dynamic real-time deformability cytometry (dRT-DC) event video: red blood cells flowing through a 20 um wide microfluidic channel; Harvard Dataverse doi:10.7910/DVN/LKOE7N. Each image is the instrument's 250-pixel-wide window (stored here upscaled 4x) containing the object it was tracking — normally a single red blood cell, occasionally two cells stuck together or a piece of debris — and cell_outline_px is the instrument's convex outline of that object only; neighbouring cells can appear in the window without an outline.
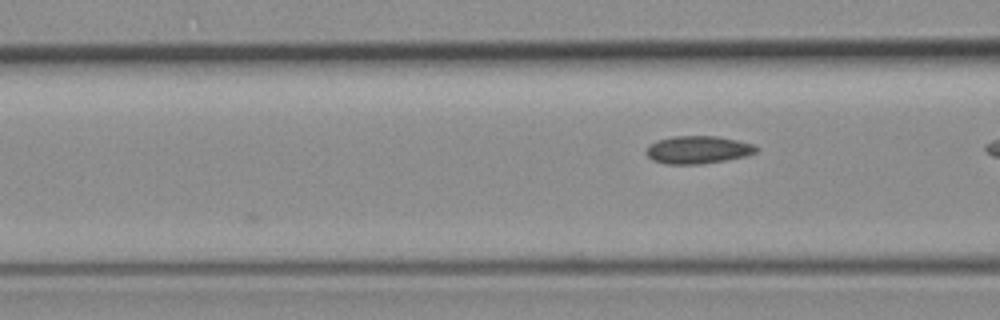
{"species": "common noctule bat (a hibernating species)", "species_latin": "Nyctalus noctula", "temperature_condition": "room temperature", "stored_images_in_passage": 5, "camera_frame_rate_fps": 3000, "um_per_image_px": 0.085, "animal": {"sex": "female", "body_mass_g": 19.3, "forearm_length_mm": 54.1}, "frame": {"image": 1, "passage_image": 5, "time_ms": 1.333, "image_size_px": [1000, 320], "cell_outline_px": [[760, 148], [756, 152], [744, 156], [724, 160], [700, 164], [664, 164], [652, 160], [644, 152], [648, 144], [656, 140], [672, 136], [716, 136], [736, 140], [752, 144]], "centroid_in_image_um": [59.25, 12.72], "position_along_channel_um": 107.3, "area_um2": 17.86}}